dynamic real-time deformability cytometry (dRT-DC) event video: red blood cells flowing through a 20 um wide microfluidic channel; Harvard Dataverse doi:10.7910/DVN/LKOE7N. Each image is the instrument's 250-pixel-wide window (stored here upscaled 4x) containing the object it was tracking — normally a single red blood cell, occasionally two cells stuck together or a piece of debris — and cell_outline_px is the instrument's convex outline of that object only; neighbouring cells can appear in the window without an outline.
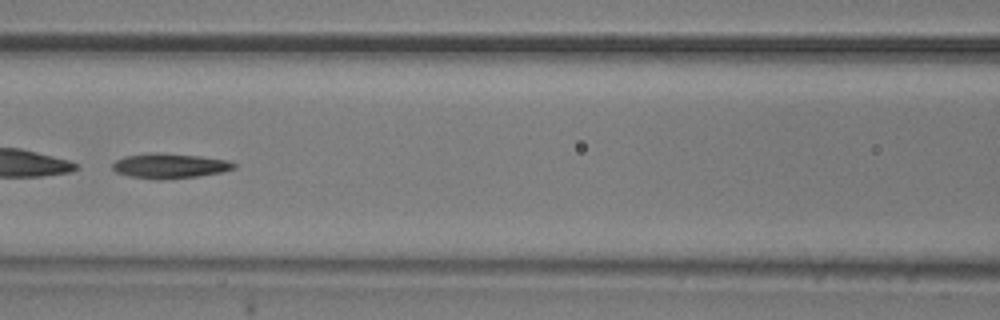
{"species": "common noctule bat (a hibernating species)", "species_latin": "Nyctalus noctula", "temperature_condition": "room temperature", "stored_images_in_passage": 9, "camera_frame_rate_fps": 3000, "um_per_image_px": 0.085, "animal": {"sex": "male", "body_mass_g": 20.5, "forearm_length_mm": 52.5}, "frame": {"image": 1, "passage_image": 6, "time_ms": 6.0, "image_size_px": [1000, 320], "cell_outline_px": [[236, 168], [220, 172], [196, 176], [160, 180], [156, 180], [132, 176], [116, 172], [112, 168], [112, 164], [116, 160], [124, 156], [152, 152], [160, 152], [200, 156], [228, 160], [236, 164]], "centroid_in_image_um": [14.41, 14.08], "position_along_channel_um": 152.2, "area_um2": 17.63}}
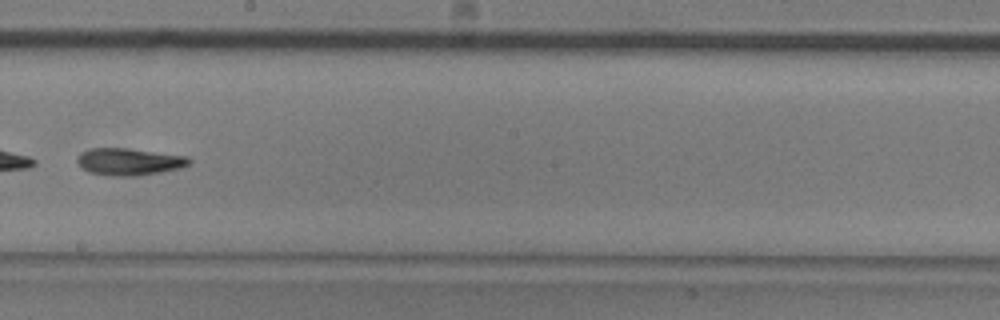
{"frame": {"image": 2, "passage_image": 8, "time_ms": 8.333, "image_size_px": [1000, 320], "cell_outline_px": [[192, 160], [188, 164], [180, 168], [140, 176], [108, 176], [88, 172], [76, 160], [80, 152], [92, 148], [128, 148], [188, 156]], "centroid_in_image_um": [10.98, 13.74], "position_along_channel_um": 237.2, "area_um2": 17.74}}